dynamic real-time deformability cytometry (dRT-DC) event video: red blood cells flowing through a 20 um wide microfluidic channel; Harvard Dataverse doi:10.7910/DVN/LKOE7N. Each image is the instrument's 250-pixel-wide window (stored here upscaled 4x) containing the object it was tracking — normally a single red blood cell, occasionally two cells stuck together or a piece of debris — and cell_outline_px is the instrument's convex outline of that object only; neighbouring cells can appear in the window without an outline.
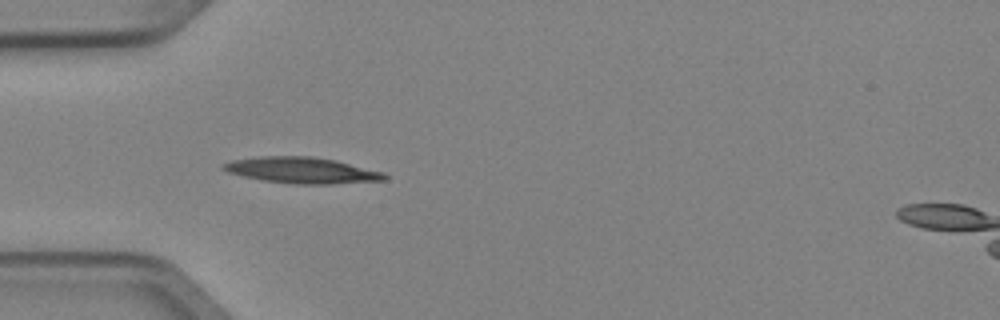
{"species": "Egyptian fruit bat (a non-hibernating species)", "species_latin": "Rousettus aegyptiacus", "temperature_condition": "cold", "stored_images_in_passage": 1, "camera_frame_rate_fps": 3000, "um_per_image_px": 0.085, "animal": {"sex": "female"}, "frame": {"image": 1, "passage_image": 1, "time_ms": 0.0, "image_size_px": [1000, 320], "cell_outline_px": [[388, 180], [332, 184], [296, 184], [264, 180], [244, 176], [228, 172], [220, 168], [220, 164], [232, 160], [256, 156], [312, 156], [336, 160], [384, 172], [388, 176]], "centroid_in_image_um": [25.67, 14.47], "position_along_channel_um": 59.3, "area_um2": 24.68}}